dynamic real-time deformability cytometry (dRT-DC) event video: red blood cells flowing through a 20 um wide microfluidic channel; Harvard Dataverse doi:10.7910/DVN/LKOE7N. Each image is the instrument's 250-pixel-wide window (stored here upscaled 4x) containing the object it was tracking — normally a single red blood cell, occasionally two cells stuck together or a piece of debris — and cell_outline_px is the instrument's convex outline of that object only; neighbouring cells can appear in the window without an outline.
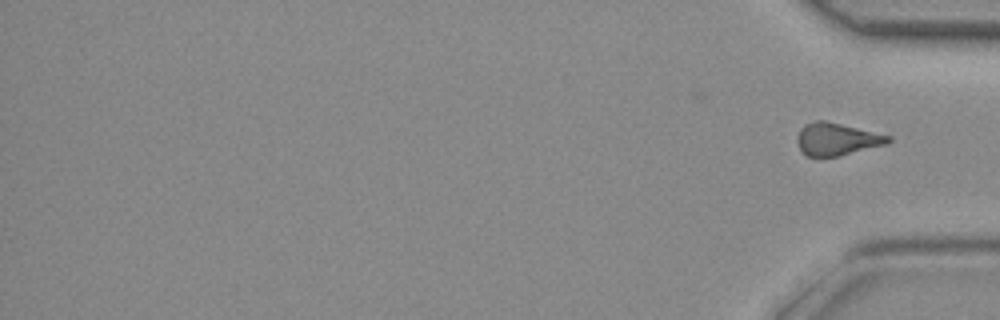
{"species": "common noctule bat (a hibernating species)", "species_latin": "Nyctalus noctula", "temperature_condition": "room temperature", "stored_images_in_passage": 38, "camera_frame_rate_fps": 3000, "um_per_image_px": 0.085, "animal": {"sex": "female", "body_mass_g": 29.2, "forearm_length_mm": 56.3}, "frame": {"image": 1, "passage_image": 38, "time_ms": 12.333, "image_size_px": [1000, 320], "cell_outline_px": [[892, 140], [888, 144], [840, 156], [808, 156], [800, 152], [796, 140], [796, 136], [800, 128], [804, 124], [816, 120], [824, 120], [892, 136]], "centroid_in_image_um": [71.11, 11.83], "position_along_channel_um": 364.1, "area_um2": 17.46}}